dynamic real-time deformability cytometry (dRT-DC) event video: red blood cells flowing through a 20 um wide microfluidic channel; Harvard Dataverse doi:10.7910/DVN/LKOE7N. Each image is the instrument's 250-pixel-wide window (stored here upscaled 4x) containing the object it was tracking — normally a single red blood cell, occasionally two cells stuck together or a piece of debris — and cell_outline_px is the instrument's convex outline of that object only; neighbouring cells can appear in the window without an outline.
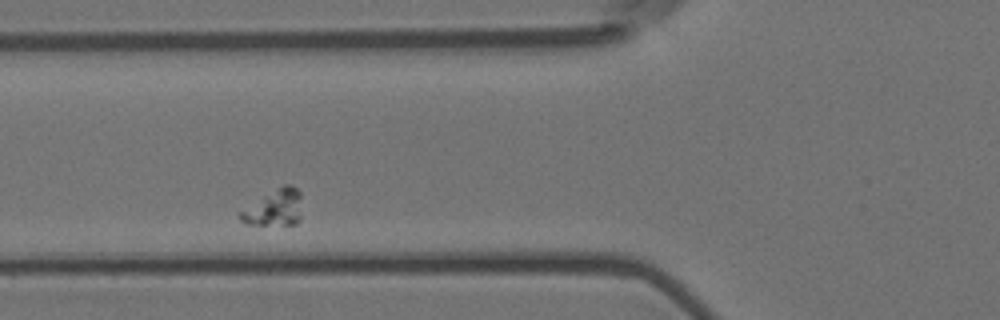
{"species": "Egyptian fruit bat (a non-hibernating species)", "species_latin": "Rousettus aegyptiacus", "temperature_condition": "room temperature", "stored_images_in_passage": 3, "camera_frame_rate_fps": 3000, "um_per_image_px": 0.085, "animal": {"sex": "female"}, "frame": {"image": 1, "passage_image": 2, "time_ms": 0.333, "image_size_px": [1000, 320], "cell_outline_px": [[300, 220], [296, 224], [248, 224], [240, 220], [236, 216], [240, 212], [276, 188], [284, 184], [292, 184], [300, 192]], "centroid_in_image_um": [23.34, 17.66], "position_along_channel_um": 102.5, "area_um2": 12.77}}
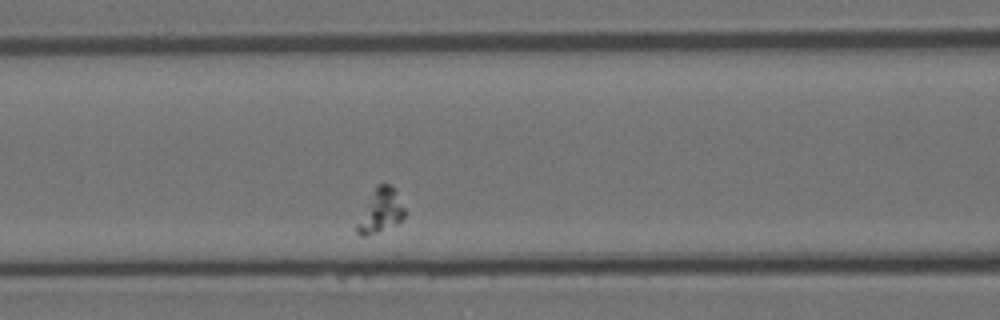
{"frame": {"image": 2, "passage_image": 3, "time_ms": 0.667, "image_size_px": [1000, 320], "cell_outline_px": [[404, 216], [396, 224], [368, 236], [360, 236], [356, 232], [356, 224], [376, 184], [392, 184], [404, 208]], "centroid_in_image_um": [32.33, 17.93], "position_along_channel_um": 134.3, "area_um2": 11.91}}